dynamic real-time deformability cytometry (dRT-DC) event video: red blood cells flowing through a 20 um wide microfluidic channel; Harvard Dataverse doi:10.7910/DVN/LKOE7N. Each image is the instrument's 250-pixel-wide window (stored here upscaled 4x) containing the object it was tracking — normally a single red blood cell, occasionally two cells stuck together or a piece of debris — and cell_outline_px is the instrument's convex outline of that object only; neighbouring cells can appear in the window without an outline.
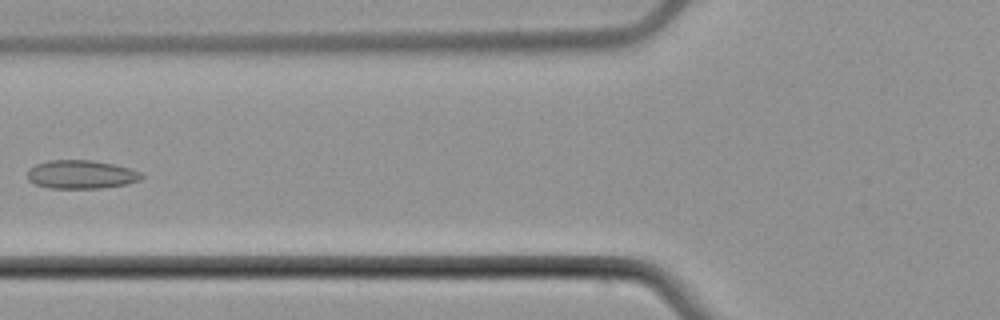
{"species": "common noctule bat (a hibernating species)", "species_latin": "Nyctalus noctula", "temperature_condition": "cold", "stored_images_in_passage": 6, "camera_frame_rate_fps": 3000, "um_per_image_px": 0.085, "animal": {"sex": "male", "body_mass_g": 21.5, "forearm_length_mm": 52.0}, "frame": {"image": 1, "passage_image": 6, "time_ms": 6.333, "image_size_px": [1000, 320], "cell_outline_px": [[144, 176], [140, 180], [124, 184], [100, 188], [48, 188], [36, 184], [28, 180], [28, 168], [36, 164], [48, 160], [92, 160], [132, 168], [140, 172]], "centroid_in_image_um": [6.88, 14.82], "position_along_channel_um": 118.9, "area_um2": 18.96}}